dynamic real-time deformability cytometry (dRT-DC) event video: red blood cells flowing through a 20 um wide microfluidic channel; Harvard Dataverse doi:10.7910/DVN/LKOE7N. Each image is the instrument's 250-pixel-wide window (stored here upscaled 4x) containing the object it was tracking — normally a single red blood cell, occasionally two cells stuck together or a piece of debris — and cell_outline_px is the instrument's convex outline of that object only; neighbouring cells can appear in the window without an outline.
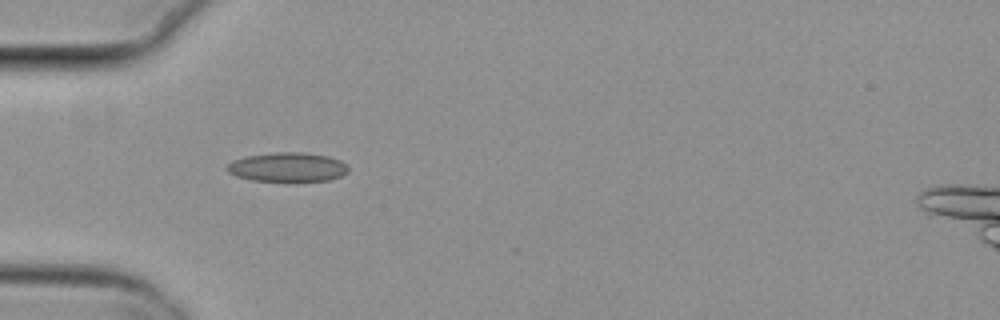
{"species": "common noctule bat (a hibernating species)", "species_latin": "Nyctalus noctula", "temperature_condition": "cold", "stored_images_in_passage": 4, "camera_frame_rate_fps": 3000, "um_per_image_px": 0.085, "animal": {"sex": "female", "body_mass_g": 29.2, "forearm_length_mm": 56.3}, "frame": {"image": 1, "passage_image": 1, "time_ms": 0.0, "image_size_px": [1000, 320], "cell_outline_px": [[348, 172], [340, 176], [328, 180], [252, 180], [236, 176], [228, 172], [224, 168], [232, 160], [248, 156], [276, 152], [300, 152], [328, 156], [340, 160], [348, 168]], "centroid_in_image_um": [24.41, 14.19], "position_along_channel_um": 60.6, "area_um2": 20.29}}